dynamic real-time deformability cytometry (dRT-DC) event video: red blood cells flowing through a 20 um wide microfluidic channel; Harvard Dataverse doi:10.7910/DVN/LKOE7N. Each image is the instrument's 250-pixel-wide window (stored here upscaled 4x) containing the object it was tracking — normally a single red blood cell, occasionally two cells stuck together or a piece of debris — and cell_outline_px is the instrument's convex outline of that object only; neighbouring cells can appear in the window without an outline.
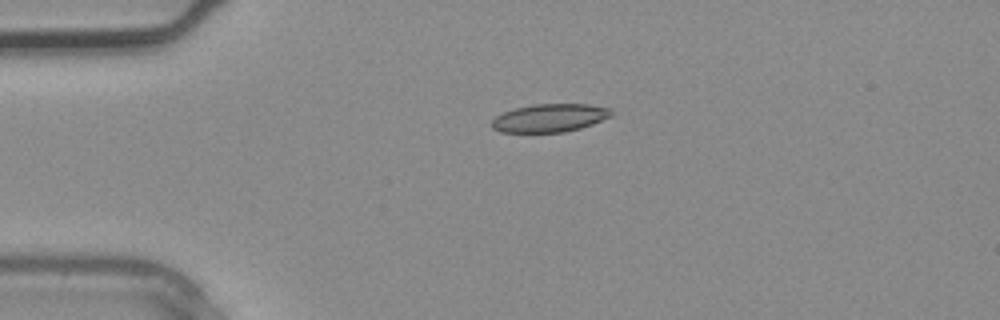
{"species": "common noctule bat (a hibernating species)", "species_latin": "Nyctalus noctula", "temperature_condition": "warm", "stored_images_in_passage": 1, "camera_frame_rate_fps": 3000, "um_per_image_px": 0.085, "animal": {"sex": "male", "body_mass_g": 20.4}, "frame": {"image": 1, "passage_image": 1, "time_ms": 0.0, "image_size_px": [1000, 320], "cell_outline_px": [[612, 116], [592, 124], [580, 128], [564, 132], [500, 132], [492, 128], [492, 120], [496, 116], [504, 112], [516, 108], [536, 104], [588, 104], [608, 108], [612, 112]], "centroid_in_image_um": [46.72, 10.03], "position_along_channel_um": 38.3, "area_um2": 19.42}}